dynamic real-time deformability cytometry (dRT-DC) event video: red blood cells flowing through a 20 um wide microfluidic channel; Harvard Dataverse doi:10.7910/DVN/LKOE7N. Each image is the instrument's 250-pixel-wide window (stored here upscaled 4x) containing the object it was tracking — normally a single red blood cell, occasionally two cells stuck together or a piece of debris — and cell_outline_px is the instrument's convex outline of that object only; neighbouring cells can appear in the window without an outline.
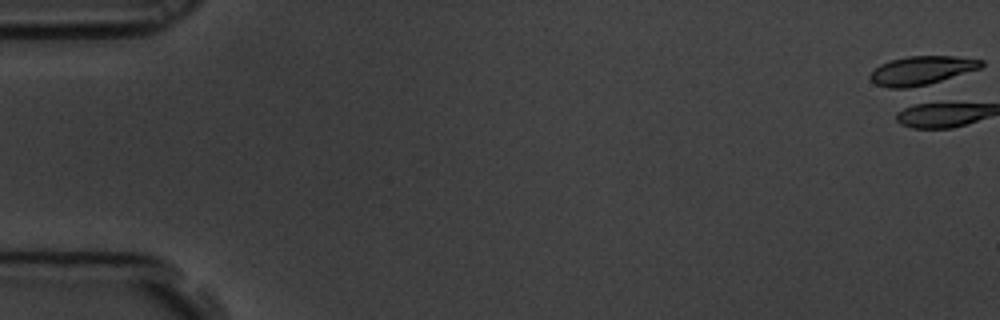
{"species": "common noctule bat (a hibernating species)", "species_latin": "Nyctalus noctula", "temperature_condition": "room temperature", "stored_images_in_passage": 1, "camera_frame_rate_fps": 3000, "um_per_image_px": 0.085, "animal": {"sex": "male", "body_mass_g": 19.5, "forearm_length_mm": 54.6}, "frame": {"image": 1, "passage_image": 1, "time_ms": 0.0, "image_size_px": [1000, 320], "cell_outline_px": [[984, 64], [980, 68], [920, 88], [888, 88], [876, 84], [868, 76], [880, 64], [892, 60], [908, 56], [952, 56], [984, 60]], "centroid_in_image_um": [78.35, 6.01], "position_along_channel_um": 6.7, "area_um2": 18.79}}